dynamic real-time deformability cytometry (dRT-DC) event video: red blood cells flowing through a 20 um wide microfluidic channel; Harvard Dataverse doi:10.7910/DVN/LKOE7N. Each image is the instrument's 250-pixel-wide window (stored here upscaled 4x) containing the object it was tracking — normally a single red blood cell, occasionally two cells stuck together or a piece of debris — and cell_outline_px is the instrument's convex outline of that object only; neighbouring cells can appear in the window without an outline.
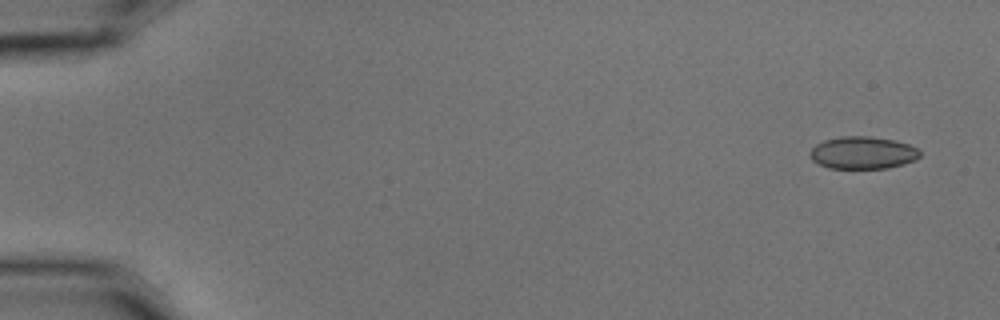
{"species": "common noctule bat (a hibernating species)", "species_latin": "Nyctalus noctula", "temperature_condition": "cold", "stored_images_in_passage": 2, "camera_frame_rate_fps": 3000, "um_per_image_px": 0.085, "animal": {"sex": "male", "body_mass_g": 15.6}, "frame": {"image": 1, "passage_image": 2, "time_ms": 0.333, "image_size_px": [1000, 320], "cell_outline_px": [[920, 156], [916, 160], [904, 164], [888, 168], [828, 168], [812, 160], [808, 156], [808, 152], [816, 144], [824, 140], [840, 136], [872, 136], [896, 140], [908, 144], [916, 148], [920, 152]], "centroid_in_image_um": [73.32, 12.98], "position_along_channel_um": 11.7, "area_um2": 20.98}}